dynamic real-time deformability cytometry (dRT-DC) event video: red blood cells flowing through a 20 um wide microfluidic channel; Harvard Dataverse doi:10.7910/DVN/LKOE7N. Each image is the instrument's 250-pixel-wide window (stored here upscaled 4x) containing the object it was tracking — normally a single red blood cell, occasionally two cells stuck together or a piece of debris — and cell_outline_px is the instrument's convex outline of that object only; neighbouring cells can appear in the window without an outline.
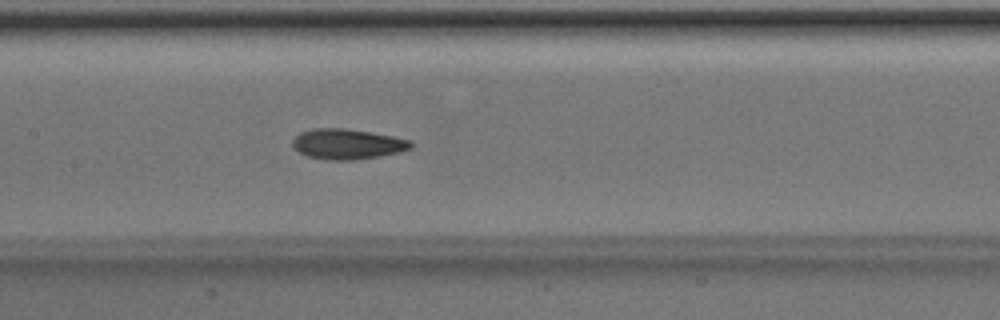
{"species": "Egyptian fruit bat (a non-hibernating species)", "species_latin": "Rousettus aegyptiacus", "temperature_condition": "room temperature", "stored_images_in_passage": 39, "camera_frame_rate_fps": 3000, "um_per_image_px": 0.085, "animal": {"sex": "male"}, "frame": {"image": 1, "passage_image": 13, "time_ms": 4.0, "image_size_px": [1000, 320], "cell_outline_px": [[412, 148], [400, 152], [380, 156], [352, 160], [328, 160], [308, 156], [300, 152], [292, 144], [292, 140], [300, 132], [312, 128], [344, 128], [392, 136], [412, 140]], "centroid_in_image_um": [29.54, 12.24], "position_along_channel_um": 177.9, "area_um2": 20.81}}
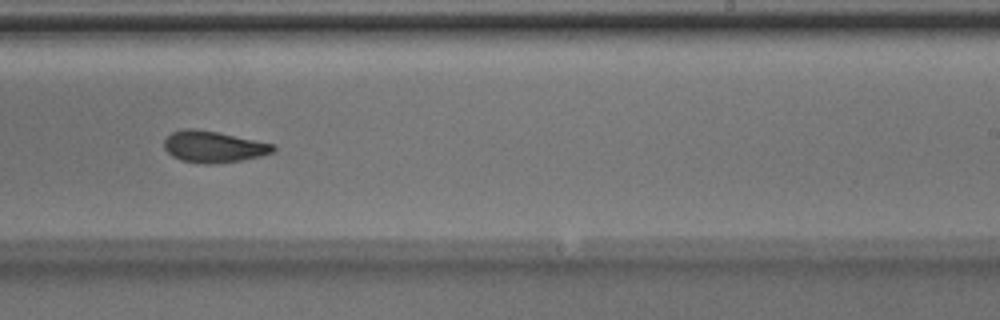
{"frame": {"image": 2, "passage_image": 20, "time_ms": 6.333, "image_size_px": [1000, 320], "cell_outline_px": [[276, 152], [260, 156], [240, 160], [212, 164], [208, 164], [180, 160], [172, 156], [164, 148], [164, 140], [172, 132], [180, 128], [192, 128], [216, 132], [276, 144]], "centroid_in_image_um": [18.16, 12.47], "position_along_channel_um": 270.8, "area_um2": 20.0}}
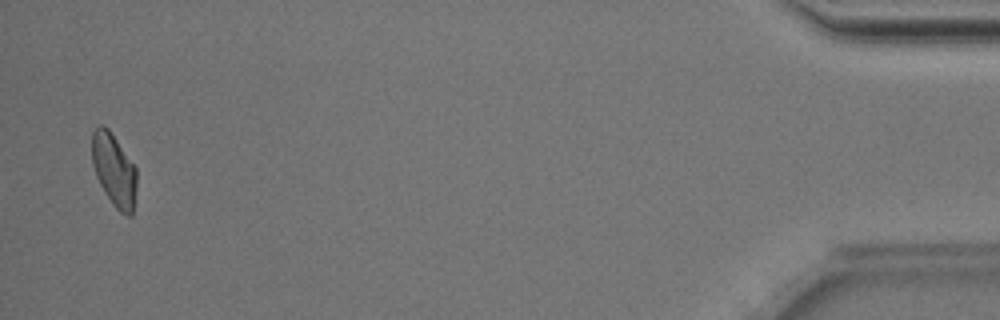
{"frame": {"image": 3, "passage_image": 38, "time_ms": 12.333, "image_size_px": [1000, 320], "cell_outline_px": [[136, 188], [132, 216], [124, 216], [112, 204], [104, 192], [96, 176], [92, 164], [92, 132], [100, 124], [104, 124], [108, 128], [136, 168]], "centroid_in_image_um": [9.68, 14.47], "position_along_channel_um": 425.5, "area_um2": 18.96}, "authors_computed_cell_mechanics": {"area_um2": 20.1144, "velocity_mm_per_s": 4.0015, "shape_relaxation_time_tau1_ms": 4.0894, "shape_relaxation_time_tau2_ms": 1.9879, "deformation_change_tau1": 0.1284, "deformation_change_tau2": 0.0841}}